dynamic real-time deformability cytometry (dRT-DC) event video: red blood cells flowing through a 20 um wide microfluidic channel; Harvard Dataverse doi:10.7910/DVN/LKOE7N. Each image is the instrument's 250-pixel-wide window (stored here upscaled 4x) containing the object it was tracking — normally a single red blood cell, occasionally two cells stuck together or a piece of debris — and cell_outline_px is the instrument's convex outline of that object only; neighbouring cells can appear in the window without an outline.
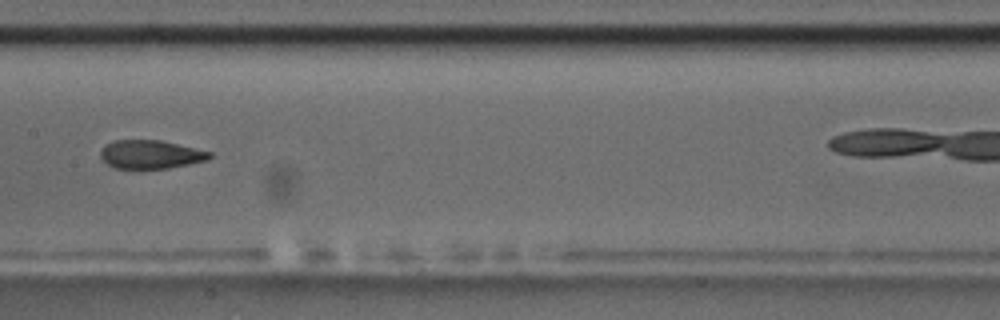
{"species": "common noctule bat (a hibernating species)", "species_latin": "Nyctalus noctula", "temperature_condition": "room temperature", "stored_images_in_passage": 11, "camera_frame_rate_fps": 3000, "um_per_image_px": 0.085, "animal": {"sex": "male", "body_mass_g": 17.5, "forearm_length_mm": 52.3}, "frame": {"image": 1, "passage_image": 8, "time_ms": 2.333, "image_size_px": [1000, 320], "cell_outline_px": [[212, 156], [208, 160], [168, 168], [116, 168], [108, 164], [100, 156], [100, 152], [104, 144], [112, 140], [160, 140], [212, 152]], "centroid_in_image_um": [12.79, 13.11], "position_along_channel_um": 194.6, "area_um2": 18.03}}